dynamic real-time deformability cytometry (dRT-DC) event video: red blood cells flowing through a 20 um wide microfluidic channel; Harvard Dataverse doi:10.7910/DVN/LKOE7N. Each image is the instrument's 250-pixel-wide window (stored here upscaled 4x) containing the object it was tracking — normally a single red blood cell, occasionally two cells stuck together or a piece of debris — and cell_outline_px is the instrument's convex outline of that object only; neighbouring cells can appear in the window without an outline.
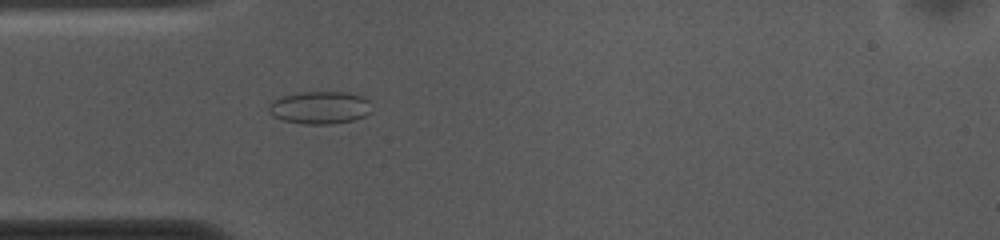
{"species": "common noctule bat (a hibernating species)", "species_latin": "Nyctalus noctula", "temperature_condition": "cold", "stored_images_in_passage": 41, "camera_frame_rate_fps": 3000, "um_per_image_px": 0.085, "animal": {"sex": "female", "body_mass_g": 10.0, "forearm_length_mm": 53.1}, "frame": {"image": 1, "passage_image": 2, "time_ms": 0.333, "image_size_px": [1000, 240], "cell_outline_px": [[372, 112], [364, 116], [352, 120], [332, 124], [304, 124], [284, 120], [272, 116], [268, 112], [268, 104], [272, 100], [280, 96], [304, 92], [344, 92], [364, 96], [368, 100]], "centroid_in_image_um": [27.16, 9.14], "position_along_channel_um": 57.8, "area_um2": 19.71}}
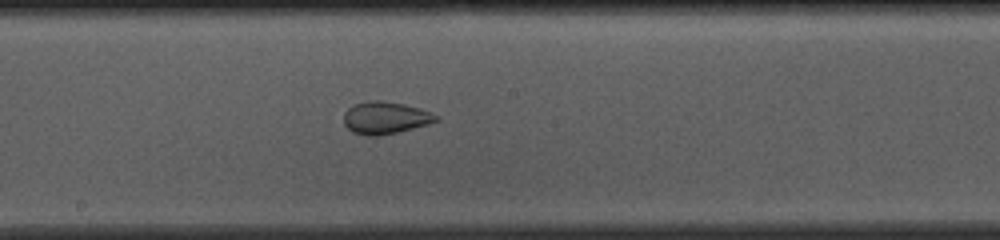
{"frame": {"image": 2, "passage_image": 15, "time_ms": 4.667, "image_size_px": [1000, 240], "cell_outline_px": [[440, 120], [428, 124], [396, 132], [376, 136], [368, 136], [352, 132], [344, 124], [344, 112], [352, 104], [368, 100], [380, 100], [404, 104], [420, 108], [432, 112]], "centroid_in_image_um": [32.72, 10.0], "position_along_channel_um": 215.5, "area_um2": 17.4}}
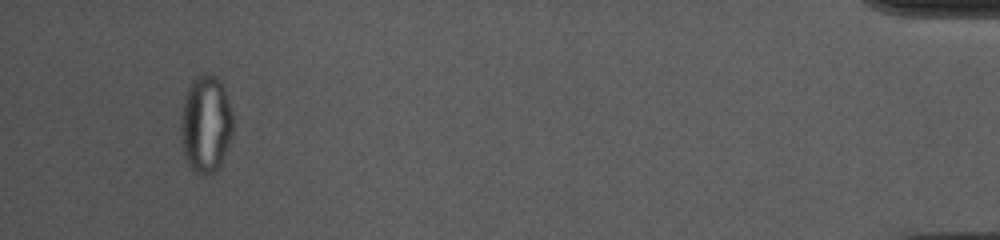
{"frame": {"image": 3, "passage_image": 38, "time_ms": 12.333, "image_size_px": [1000, 240], "cell_outline_px": [[232, 132], [220, 164], [212, 172], [204, 176], [196, 172], [188, 164], [184, 152], [180, 132], [180, 116], [184, 100], [188, 88], [192, 80], [200, 72], [212, 72], [220, 80], [232, 112]], "centroid_in_image_um": [17.47, 10.48], "position_along_channel_um": 417.7, "area_um2": 29.42}}